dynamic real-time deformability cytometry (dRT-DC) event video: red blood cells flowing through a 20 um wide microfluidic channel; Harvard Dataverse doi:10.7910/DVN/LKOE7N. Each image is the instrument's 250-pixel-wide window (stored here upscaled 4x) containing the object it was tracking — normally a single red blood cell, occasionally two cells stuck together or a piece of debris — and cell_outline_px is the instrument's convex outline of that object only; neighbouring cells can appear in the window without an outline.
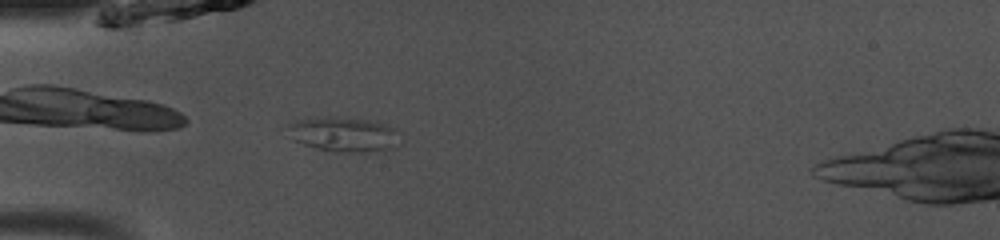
{"species": "common noctule bat (a hibernating species)", "species_latin": "Nyctalus noctula", "temperature_condition": "room temperature", "stored_images_in_passage": 37, "camera_frame_rate_fps": 3000, "um_per_image_px": 0.085, "animal": {"sex": "male", "body_mass_g": 13.0, "forearm_length_mm": 53.1}, "frame": {"image": 1, "passage_image": 1, "time_ms": 0.0, "image_size_px": [1000, 240], "cell_outline_px": [[400, 144], [396, 148], [376, 152], [340, 152], [320, 148], [304, 144], [296, 140], [288, 128], [288, 124], [296, 120], [324, 116], [332, 116], [376, 120], [396, 128], [400, 132]], "centroid_in_image_um": [29.37, 11.4], "position_along_channel_um": 55.6, "area_um2": 23.12}}
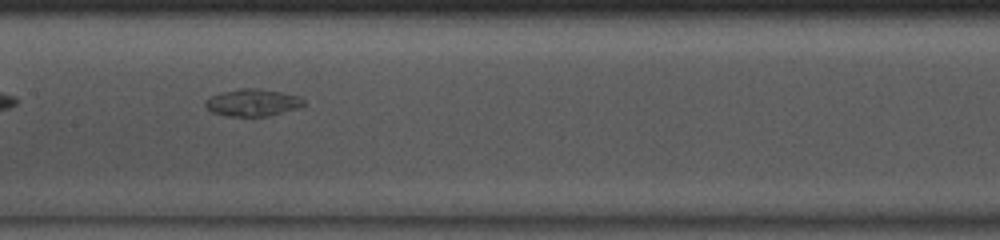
{"frame": {"image": 2, "passage_image": 11, "time_ms": 3.333, "image_size_px": [1000, 240], "cell_outline_px": [[308, 104], [300, 108], [268, 116], [228, 116], [212, 112], [204, 104], [204, 100], [220, 92], [240, 88], [256, 88], [280, 92], [300, 96]], "centroid_in_image_um": [21.51, 8.72], "position_along_channel_um": 185.9, "area_um2": 15.72}}
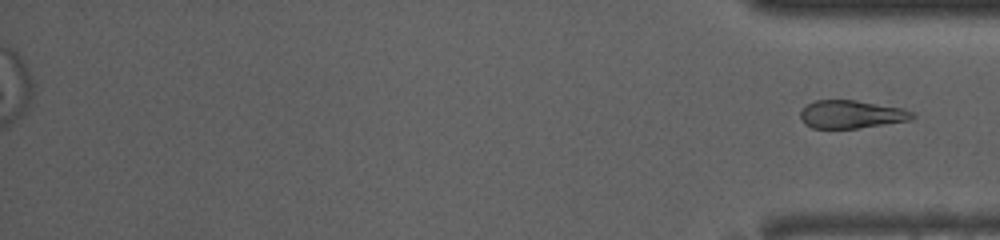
{"frame": {"image": 3, "passage_image": 37, "time_ms": 12.0, "image_size_px": [1000, 240], "cell_outline_px": [[916, 116], [912, 120], [856, 128], [812, 128], [804, 124], [800, 120], [800, 112], [808, 104], [816, 100], [856, 100], [904, 108], [912, 112]], "centroid_in_image_um": [72.37, 9.71], "position_along_channel_um": 362.8, "area_um2": 18.32}}